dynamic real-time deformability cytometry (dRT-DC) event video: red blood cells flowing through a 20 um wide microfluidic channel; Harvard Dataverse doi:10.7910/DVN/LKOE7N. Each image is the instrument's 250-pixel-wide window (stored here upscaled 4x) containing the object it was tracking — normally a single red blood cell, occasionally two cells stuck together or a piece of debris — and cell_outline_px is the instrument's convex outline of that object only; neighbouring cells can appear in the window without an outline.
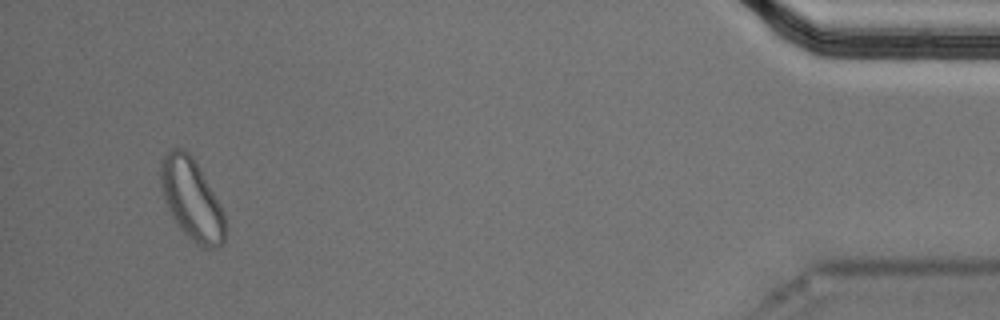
{"species": "Egyptian fruit bat (a non-hibernating species)", "species_latin": "Rousettus aegyptiacus", "temperature_condition": "cold", "stored_images_in_passage": 44, "segment_of_instrument_passage": [2, 2], "camera_frame_rate_fps": 3000, "um_per_image_px": 0.085, "animal": {"sex": "male"}, "frame": {"image": 1, "passage_image": 41, "time_ms": 13.333, "image_size_px": [1000, 320], "cell_outline_px": [[228, 228], [224, 244], [216, 248], [204, 248], [196, 244], [176, 224], [168, 208], [160, 188], [160, 160], [168, 152], [176, 148], [184, 148], [192, 156], [224, 212]], "centroid_in_image_um": [16.31, 16.99], "position_along_channel_um": 418.9, "area_um2": 30.58}}